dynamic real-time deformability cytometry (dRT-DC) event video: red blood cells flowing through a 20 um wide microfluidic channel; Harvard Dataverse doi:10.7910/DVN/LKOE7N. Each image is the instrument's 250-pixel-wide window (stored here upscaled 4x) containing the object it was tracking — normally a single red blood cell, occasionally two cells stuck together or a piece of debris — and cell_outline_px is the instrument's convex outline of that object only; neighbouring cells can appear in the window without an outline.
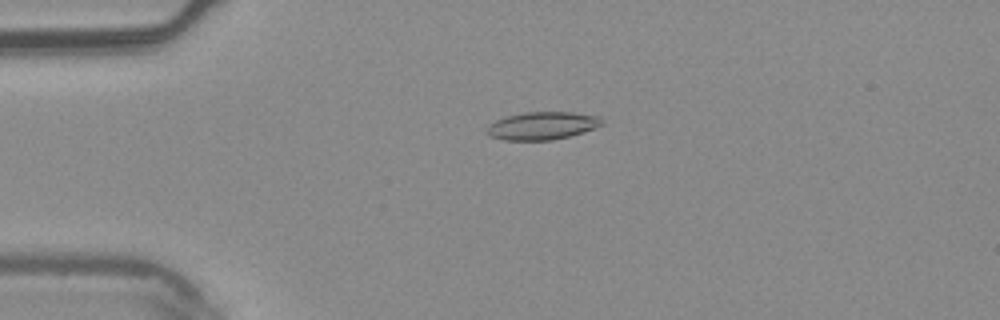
{"species": "common noctule bat (a hibernating species)", "species_latin": "Nyctalus noctula", "temperature_condition": "warm", "stored_images_in_passage": 5, "camera_frame_rate_fps": 3000, "um_per_image_px": 0.085, "animal": {"sex": "male", "body_mass_g": 20.4}, "frame": {"image": 1, "passage_image": 4, "time_ms": 1.0, "image_size_px": [1000, 320], "cell_outline_px": [[604, 124], [596, 128], [584, 132], [552, 140], [504, 140], [488, 136], [484, 132], [484, 128], [488, 124], [496, 120], [508, 116], [524, 112], [572, 112], [600, 116], [604, 120]], "centroid_in_image_um": [46.07, 10.69], "position_along_channel_um": 38.9, "area_um2": 18.96}}